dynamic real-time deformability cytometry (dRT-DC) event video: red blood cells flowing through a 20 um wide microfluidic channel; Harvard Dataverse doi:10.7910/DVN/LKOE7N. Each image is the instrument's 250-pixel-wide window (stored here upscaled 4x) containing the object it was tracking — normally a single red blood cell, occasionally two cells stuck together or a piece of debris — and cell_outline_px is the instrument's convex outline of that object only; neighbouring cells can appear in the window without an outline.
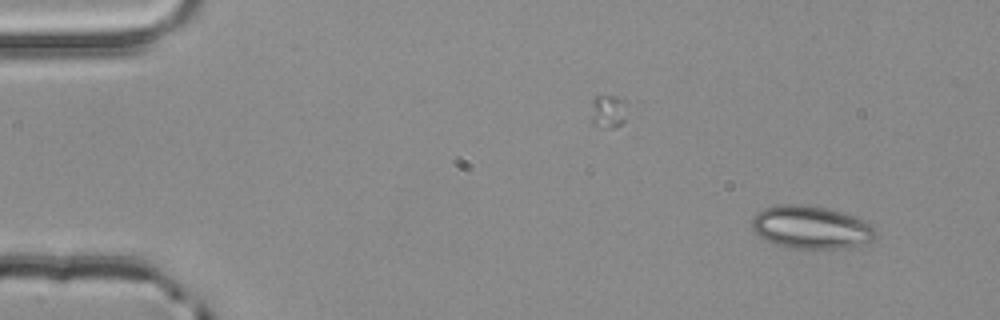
{"species": "common noctule bat (a hibernating species)", "species_latin": "Nyctalus noctula", "temperature_condition": "room temperature", "stored_images_in_passage": 3, "camera_frame_rate_fps": 3000, "um_per_image_px": 0.085, "animal": {"sex": "male", "body_mass_g": 20.4}, "frame": {"image": 1, "passage_image": 3, "time_ms": 0.667, "image_size_px": [1000, 320], "cell_outline_px": [[876, 236], [872, 240], [840, 248], [796, 248], [776, 244], [760, 236], [752, 228], [752, 220], [756, 212], [764, 208], [776, 204], [804, 204], [828, 208], [876, 224]], "centroid_in_image_um": [68.94, 19.29], "position_along_channel_um": 16.1, "area_um2": 30.69}}